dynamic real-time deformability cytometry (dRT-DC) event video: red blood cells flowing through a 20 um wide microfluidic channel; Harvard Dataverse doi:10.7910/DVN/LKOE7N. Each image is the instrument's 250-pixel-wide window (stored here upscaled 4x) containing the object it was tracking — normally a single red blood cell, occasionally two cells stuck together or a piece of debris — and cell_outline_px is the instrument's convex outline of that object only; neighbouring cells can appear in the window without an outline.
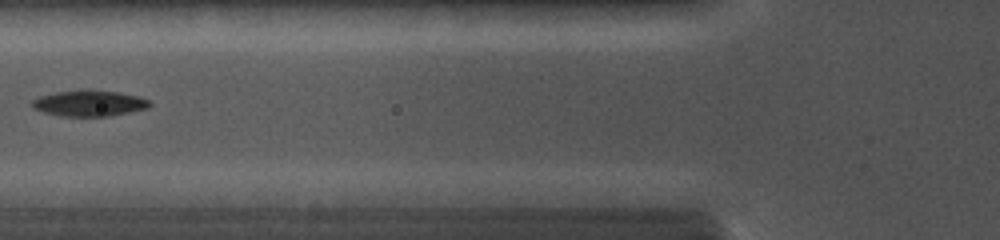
{"species": "common noctule bat (a hibernating species)", "species_latin": "Nyctalus noctula", "temperature_condition": "cold", "stored_images_in_passage": 22, "camera_frame_rate_fps": 5000, "um_per_image_px": 0.085, "animal": {"sex": "female", "body_mass_g": 19.0, "forearm_length_mm": 56.7}, "frame": {"image": 1, "passage_image": 2, "time_ms": 1.0, "image_size_px": [1000, 240], "cell_outline_px": [[152, 104], [148, 108], [108, 116], [60, 116], [44, 112], [32, 108], [32, 100], [40, 96], [56, 92], [88, 88], [120, 92], [140, 96], [148, 100]], "centroid_in_image_um": [7.59, 8.75], "position_along_channel_um": 118.2, "area_um2": 18.03}}
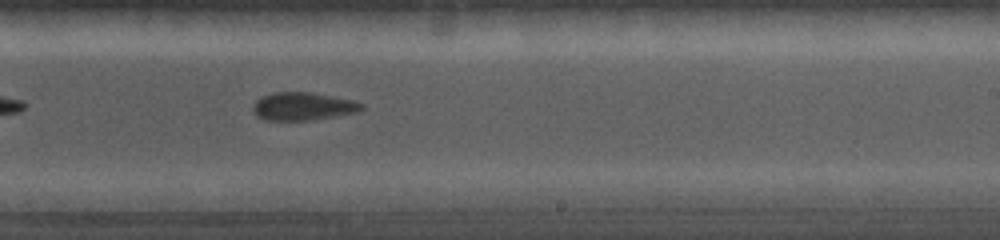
{"frame": {"image": 2, "passage_image": 8, "time_ms": 4.4, "image_size_px": [1000, 240], "cell_outline_px": [[364, 108], [360, 112], [312, 120], [264, 120], [256, 116], [252, 112], [252, 108], [256, 100], [272, 92], [308, 92], [332, 96], [352, 100], [364, 104]], "centroid_in_image_um": [25.75, 9.05], "position_along_channel_um": 263.2, "area_um2": 17.8}}
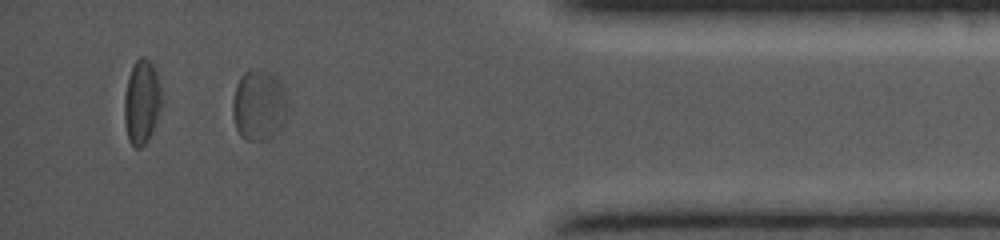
{"frame": {"image": 3, "passage_image": 18, "time_ms": 8.4, "image_size_px": [1000, 240], "cell_outline_px": [[288, 112], [280, 132], [268, 140], [248, 140], [240, 136], [236, 128], [232, 116], [232, 100], [236, 84], [240, 76], [248, 68], [260, 68], [276, 76], [284, 88], [288, 100]], "centroid_in_image_um": [22.02, 8.93], "position_along_channel_um": 413.2, "area_um2": 23.58}}